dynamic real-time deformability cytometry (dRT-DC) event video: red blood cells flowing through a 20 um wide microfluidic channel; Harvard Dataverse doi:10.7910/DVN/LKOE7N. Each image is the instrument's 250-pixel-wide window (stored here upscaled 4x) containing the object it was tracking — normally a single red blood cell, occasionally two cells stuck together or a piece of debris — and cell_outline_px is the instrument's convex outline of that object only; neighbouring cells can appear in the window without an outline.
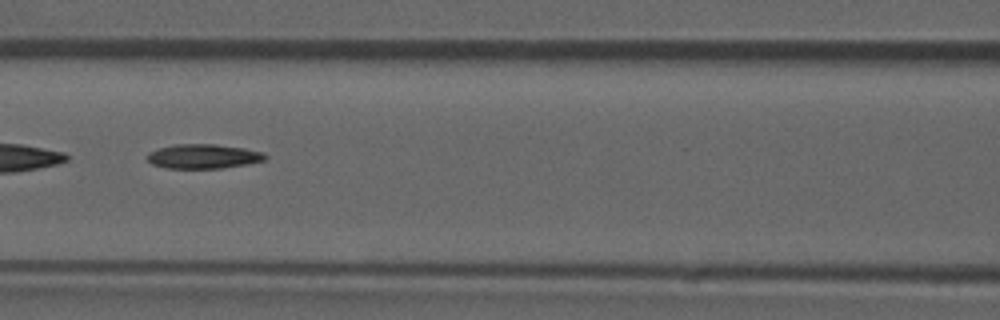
{"species": "common noctule bat (a hibernating species)", "species_latin": "Nyctalus noctula", "temperature_condition": "room temperature", "stored_images_in_passage": 10, "camera_frame_rate_fps": 3000, "um_per_image_px": 0.085, "animal": {"sex": "male", "forearm_length_mm": 52.5}, "frame": {"image": 1, "passage_image": 6, "time_ms": 1.667, "image_size_px": [1000, 320], "cell_outline_px": [[268, 156], [264, 160], [248, 164], [220, 168], [164, 168], [152, 164], [148, 160], [148, 152], [160, 148], [176, 144], [216, 144], [244, 148], [264, 152]], "centroid_in_image_um": [17.3, 13.29], "position_along_channel_um": 149.3, "area_um2": 16.76}}